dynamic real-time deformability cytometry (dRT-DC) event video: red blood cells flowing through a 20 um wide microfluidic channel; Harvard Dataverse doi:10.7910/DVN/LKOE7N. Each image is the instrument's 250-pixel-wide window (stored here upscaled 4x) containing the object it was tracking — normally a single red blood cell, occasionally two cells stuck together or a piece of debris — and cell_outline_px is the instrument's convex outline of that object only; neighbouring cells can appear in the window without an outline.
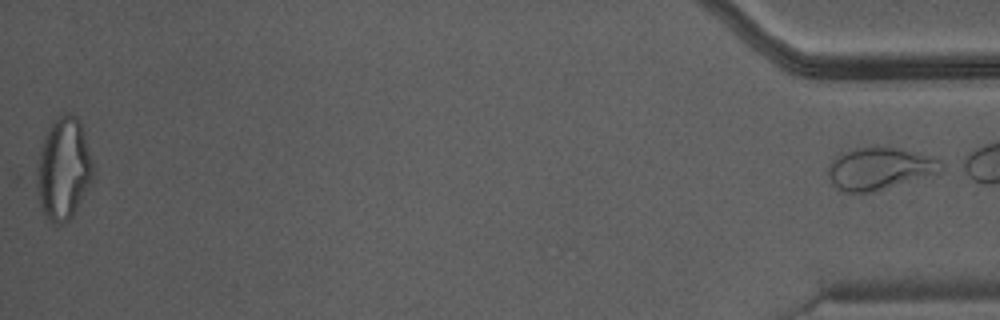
{"species": "Egyptian fruit bat (a non-hibernating species)", "species_latin": "Rousettus aegyptiacus", "temperature_condition": "warm", "stored_images_in_passage": 47, "camera_frame_rate_fps": 3000, "um_per_image_px": 0.085, "animal": {"sex": "male"}, "frame": {"image": 1, "passage_image": 47, "time_ms": 15.333, "image_size_px": [1000, 320], "cell_outline_px": [[948, 168], [940, 172], [876, 192], [844, 192], [836, 188], [832, 184], [828, 176], [828, 168], [832, 160], [836, 156], [844, 152], [856, 148], [880, 144], [900, 148], [932, 156], [948, 164]], "centroid_in_image_um": [74.82, 14.3], "position_along_channel_um": 360.4, "area_um2": 28.67}}